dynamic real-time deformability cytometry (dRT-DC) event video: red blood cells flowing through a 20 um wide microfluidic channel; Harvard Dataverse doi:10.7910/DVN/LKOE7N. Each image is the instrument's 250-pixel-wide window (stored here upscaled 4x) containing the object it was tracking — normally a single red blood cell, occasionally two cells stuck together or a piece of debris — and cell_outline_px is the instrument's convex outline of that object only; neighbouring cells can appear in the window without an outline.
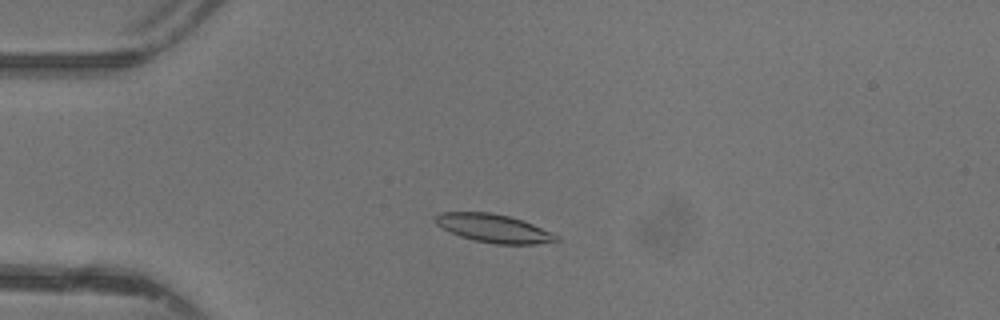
{"species": "common noctule bat (a hibernating species)", "species_latin": "Nyctalus noctula", "temperature_condition": "warm", "stored_images_in_passage": 44, "camera_frame_rate_fps": 3000, "um_per_image_px": 0.085, "animal": {"sex": "female"}, "frame": {"image": 1, "passage_image": 9, "time_ms": 2.667, "image_size_px": [1000, 320], "cell_outline_px": [[560, 240], [536, 244], [496, 244], [476, 240], [460, 236], [436, 224], [432, 220], [432, 216], [440, 212], [492, 212], [508, 216], [532, 224], [552, 232]], "centroid_in_image_um": [41.91, 19.39], "position_along_channel_um": 43.1, "area_um2": 19.77}}
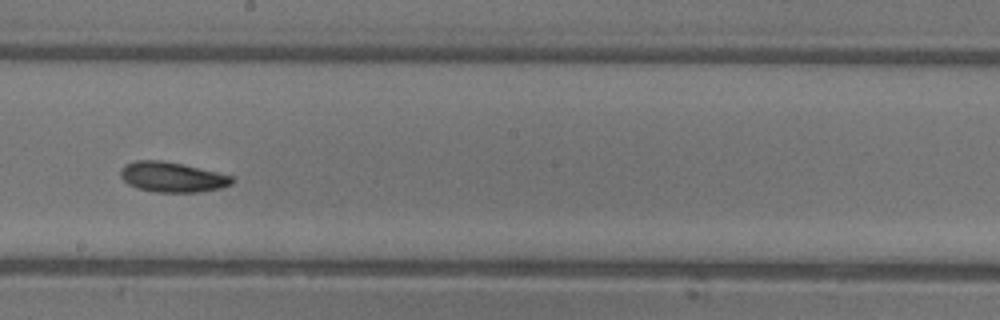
{"frame": {"image": 2, "passage_image": 24, "time_ms": 7.667, "image_size_px": [1000, 320], "cell_outline_px": [[236, 180], [232, 184], [220, 188], [200, 192], [156, 192], [136, 188], [128, 184], [120, 176], [120, 168], [124, 164], [136, 160], [160, 160], [180, 164], [216, 172], [232, 176]], "centroid_in_image_um": [14.61, 15.05], "position_along_channel_um": 233.6, "area_um2": 19.54}}
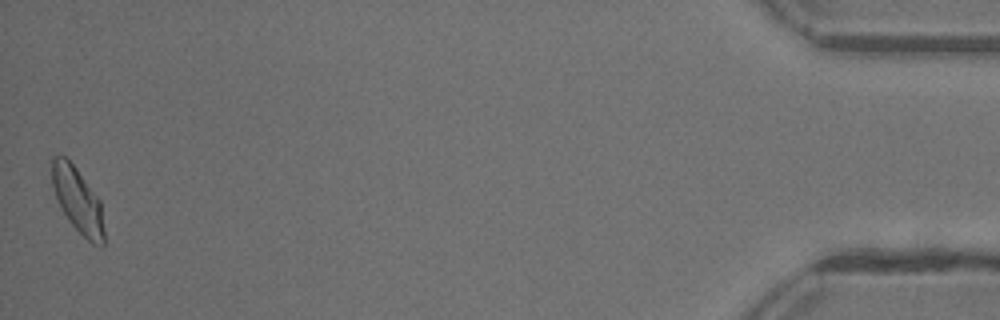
{"frame": {"image": 3, "passage_image": 44, "time_ms": 14.333, "image_size_px": [1000, 320], "cell_outline_px": [[104, 244], [100, 248], [92, 244], [68, 220], [56, 196], [52, 184], [52, 156], [64, 156], [76, 168], [100, 200], [104, 232]], "centroid_in_image_um": [6.63, 17.04], "position_along_channel_um": 428.6, "area_um2": 19.36}, "authors_computed_cell_mechanics": {"area_um2": 19.4208, "velocity_mm_per_s": 4.3564, "shape_relaxation_time_tau1_ms": 4.6424, "shape_relaxation_time_tau2_ms": 4.358, "deformation_change_tau1": 0.1474, "deformation_change_tau2": 0.1077}}